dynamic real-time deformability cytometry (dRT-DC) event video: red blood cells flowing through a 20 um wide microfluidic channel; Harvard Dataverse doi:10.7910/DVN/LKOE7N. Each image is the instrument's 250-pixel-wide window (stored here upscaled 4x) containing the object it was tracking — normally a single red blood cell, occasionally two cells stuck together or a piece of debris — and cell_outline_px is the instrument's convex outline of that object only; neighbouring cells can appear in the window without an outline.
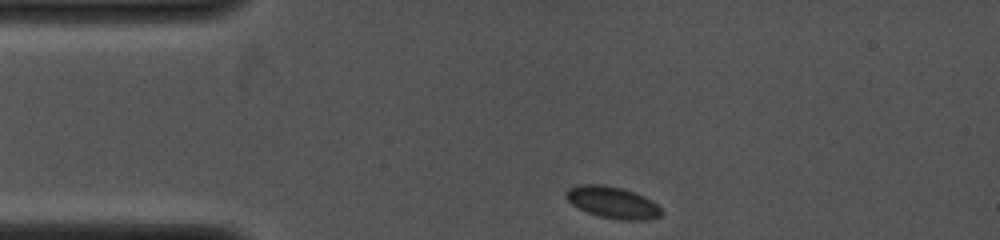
{"species": "common noctule bat (a hibernating species)", "species_latin": "Nyctalus noctula", "temperature_condition": "cold", "stored_images_in_passage": 34, "camera_frame_rate_fps": 4000, "um_per_image_px": 0.085, "animal": {"sex": "female", "body_mass_g": 19.0, "forearm_length_mm": 53.3}, "frame": {"image": 1, "passage_image": 1, "time_ms": 0.0, "image_size_px": [1000, 240], "cell_outline_px": [[664, 212], [660, 216], [652, 220], [616, 220], [600, 216], [588, 212], [572, 204], [564, 196], [564, 192], [568, 188], [580, 184], [604, 184], [636, 192], [652, 200]], "centroid_in_image_um": [52.09, 17.2], "position_along_channel_um": 32.9, "area_um2": 17.86}}
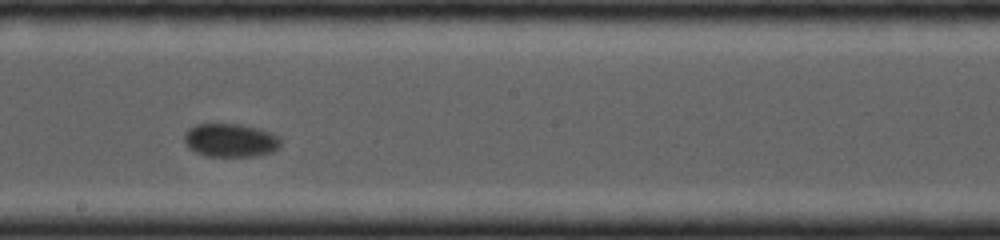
{"frame": {"image": 2, "passage_image": 20, "time_ms": 5.75, "image_size_px": [1000, 240], "cell_outline_px": [[280, 148], [272, 152], [256, 156], [204, 156], [188, 148], [184, 144], [184, 136], [188, 128], [196, 124], [240, 124], [260, 128], [272, 132], [280, 136]], "centroid_in_image_um": [19.6, 11.92], "position_along_channel_um": 228.6, "area_um2": 19.13}}
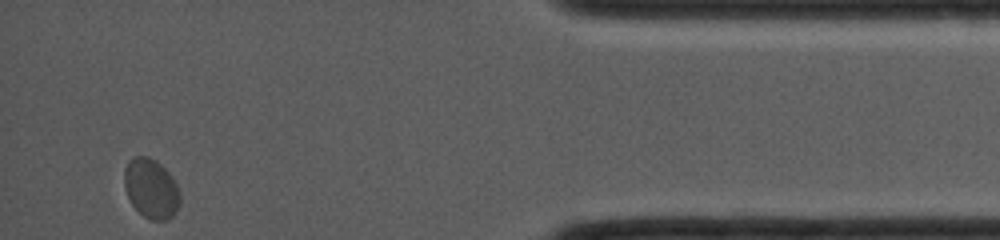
{"frame": {"image": 3, "passage_image": 34, "time_ms": 11.5, "image_size_px": [1000, 240], "cell_outline_px": [[180, 204], [176, 212], [168, 220], [152, 220], [144, 216], [132, 204], [124, 188], [124, 168], [128, 160], [136, 156], [148, 156], [156, 160], [172, 176], [180, 192]], "centroid_in_image_um": [12.85, 16.01], "position_along_channel_um": 422.4, "area_um2": 19.48}}